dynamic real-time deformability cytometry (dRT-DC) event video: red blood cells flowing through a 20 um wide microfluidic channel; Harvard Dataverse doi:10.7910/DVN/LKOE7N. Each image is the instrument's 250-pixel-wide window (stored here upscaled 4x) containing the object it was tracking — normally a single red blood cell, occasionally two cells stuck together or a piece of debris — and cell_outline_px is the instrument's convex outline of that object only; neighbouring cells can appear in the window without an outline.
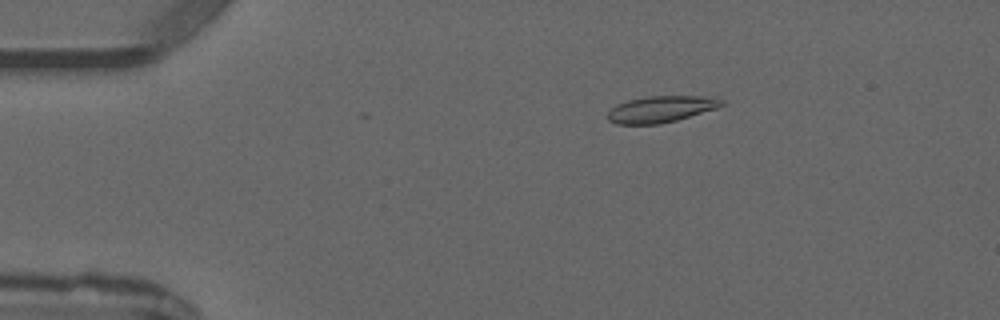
{"species": "common noctule bat (a hibernating species)", "species_latin": "Nyctalus noctula", "temperature_condition": "warm", "stored_images_in_passage": 4, "camera_frame_rate_fps": 3000, "um_per_image_px": 0.085, "animal": {"sex": "male", "forearm_length_mm": 52.5}, "frame": {"image": 1, "passage_image": 2, "time_ms": 1.333, "image_size_px": [1000, 320], "cell_outline_px": [[724, 104], [716, 108], [676, 120], [660, 124], [616, 124], [608, 120], [608, 112], [616, 104], [628, 100], [648, 96], [704, 96], [724, 100]], "centroid_in_image_um": [56.15, 9.27], "position_along_channel_um": 28.8, "area_um2": 17.4}}
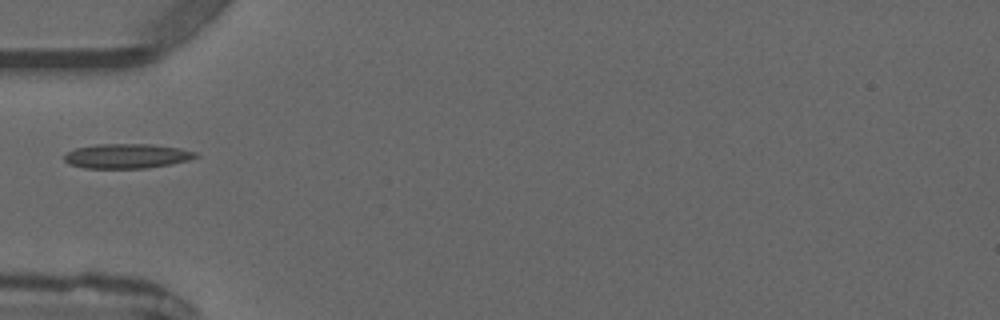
{"frame": {"image": 2, "passage_image": 4, "time_ms": 3.667, "image_size_px": [1000, 320], "cell_outline_px": [[200, 156], [188, 160], [172, 164], [144, 168], [84, 168], [68, 164], [64, 160], [64, 156], [68, 152], [76, 148], [96, 144], [148, 144], [180, 148], [196, 152]], "centroid_in_image_um": [10.78, 13.26], "position_along_channel_um": 74.2, "area_um2": 18.84}}